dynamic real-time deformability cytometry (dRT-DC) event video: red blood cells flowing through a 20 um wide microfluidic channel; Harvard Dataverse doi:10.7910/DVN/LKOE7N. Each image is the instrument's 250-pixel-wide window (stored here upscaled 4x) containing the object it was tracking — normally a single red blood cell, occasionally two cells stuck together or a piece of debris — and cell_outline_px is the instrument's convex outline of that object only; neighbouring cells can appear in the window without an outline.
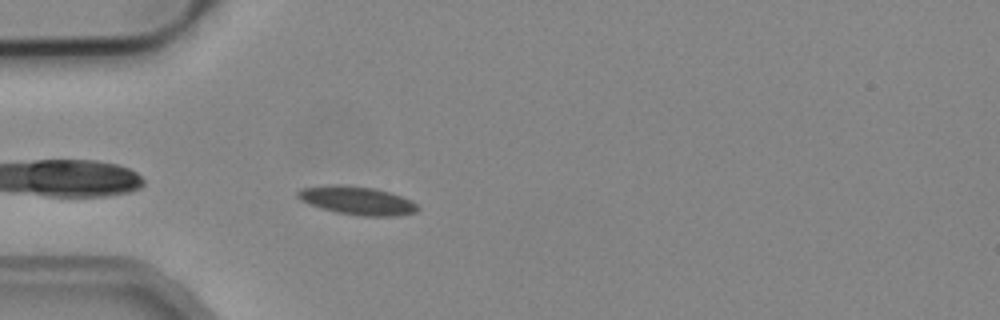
{"species": "common noctule bat (a hibernating species)", "species_latin": "Nyctalus noctula", "temperature_condition": "cold", "stored_images_in_passage": 2, "camera_frame_rate_fps": 3000, "um_per_image_px": 0.085, "animal": {"sex": "male", "body_mass_g": 19.2, "forearm_length_mm": 51.8}, "frame": {"image": 1, "passage_image": 2, "time_ms": 0.333, "image_size_px": [1000, 320], "cell_outline_px": [[420, 208], [416, 212], [396, 216], [360, 216], [336, 212], [320, 208], [308, 204], [300, 200], [296, 196], [296, 192], [300, 188], [332, 184], [336, 184], [376, 188], [412, 200]], "centroid_in_image_um": [30.32, 17.04], "position_along_channel_um": 54.7, "area_um2": 20.0}}